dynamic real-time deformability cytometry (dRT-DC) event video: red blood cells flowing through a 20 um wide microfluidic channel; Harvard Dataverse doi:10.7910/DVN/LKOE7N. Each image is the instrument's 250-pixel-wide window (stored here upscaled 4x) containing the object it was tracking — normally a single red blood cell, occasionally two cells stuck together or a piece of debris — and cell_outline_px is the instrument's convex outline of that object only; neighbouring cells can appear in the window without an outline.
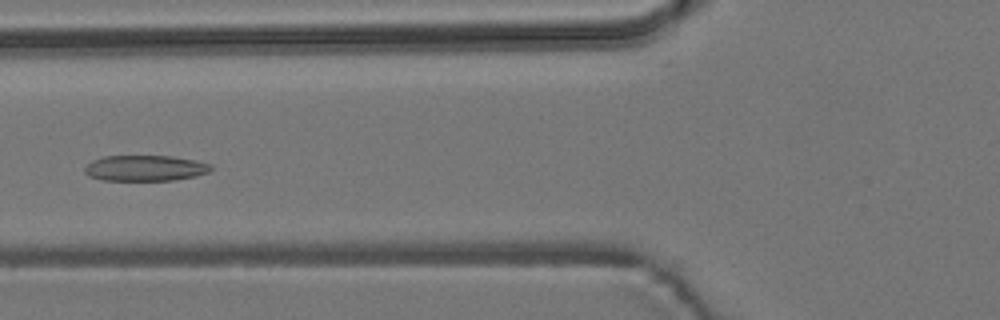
{"species": "common noctule bat (a hibernating species)", "species_latin": "Nyctalus noctula", "temperature_condition": "room temperature", "stored_images_in_passage": 5, "camera_frame_rate_fps": 3000, "um_per_image_px": 0.085, "animal": {"sex": "male", "body_mass_g": 19.2, "forearm_length_mm": 51.8}, "frame": {"image": 1, "passage_image": 5, "time_ms": 4.667, "image_size_px": [1000, 320], "cell_outline_px": [[212, 168], [208, 172], [196, 176], [172, 180], [104, 180], [88, 176], [84, 172], [84, 168], [92, 160], [104, 156], [172, 156], [196, 160], [212, 164]], "centroid_in_image_um": [12.34, 14.28], "position_along_channel_um": 113.5, "area_um2": 18.96}}